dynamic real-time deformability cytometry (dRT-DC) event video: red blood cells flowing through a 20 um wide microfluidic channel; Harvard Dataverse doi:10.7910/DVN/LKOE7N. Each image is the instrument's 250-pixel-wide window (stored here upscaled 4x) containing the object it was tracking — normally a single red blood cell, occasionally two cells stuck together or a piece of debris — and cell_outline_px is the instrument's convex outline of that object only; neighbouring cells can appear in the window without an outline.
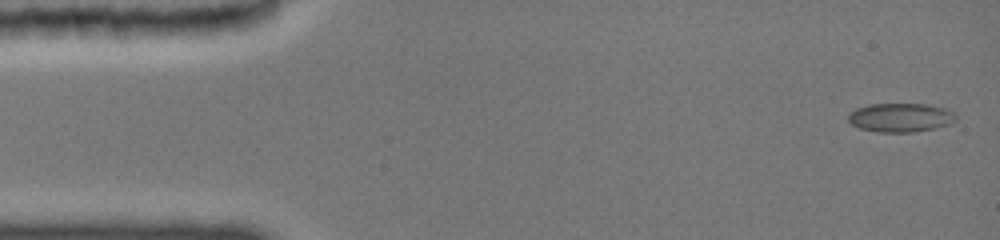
{"species": "common noctule bat (a hibernating species)", "species_latin": "Nyctalus noctula", "temperature_condition": "cold", "stored_images_in_passage": 40, "camera_frame_rate_fps": 3000, "um_per_image_px": 0.085, "animal": {"sex": "female", "body_mass_g": 19.0, "forearm_length_mm": 51.5}, "frame": {"image": 1, "passage_image": 1, "time_ms": 0.0, "image_size_px": [1000, 240], "cell_outline_px": [[956, 120], [948, 124], [932, 128], [908, 132], [880, 132], [860, 128], [852, 124], [848, 120], [848, 116], [856, 108], [868, 104], [928, 104], [944, 108], [956, 112]], "centroid_in_image_um": [76.55, 9.97], "position_along_channel_um": 8.5, "area_um2": 17.92}}
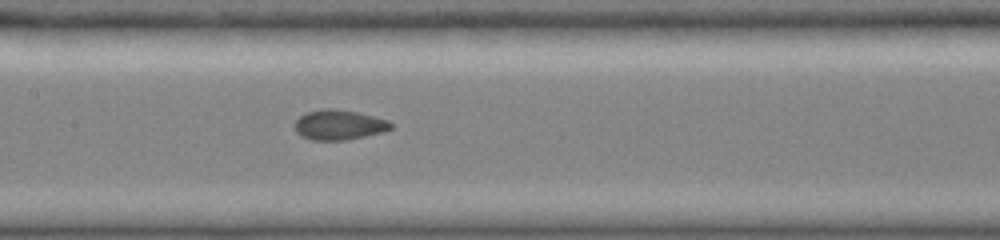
{"frame": {"image": 2, "passage_image": 17, "time_ms": 7.333, "image_size_px": [1000, 240], "cell_outline_px": [[392, 128], [380, 132], [364, 136], [344, 140], [312, 140], [304, 136], [296, 128], [296, 120], [304, 112], [324, 108], [336, 108], [356, 112], [388, 120], [392, 124]], "centroid_in_image_um": [28.82, 10.59], "position_along_channel_um": 178.6, "area_um2": 16.47}}
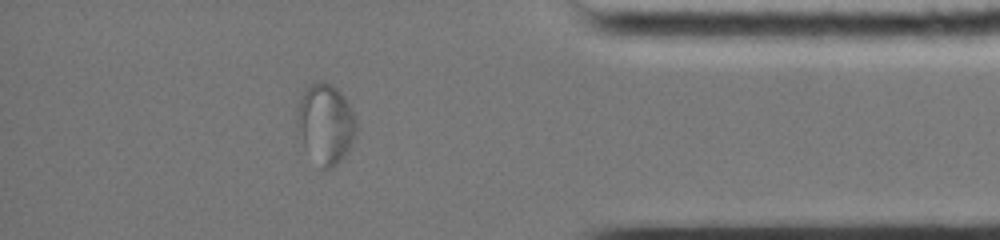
{"frame": {"image": 3, "passage_image": 34, "time_ms": 13.667, "image_size_px": [1000, 240], "cell_outline_px": [[356, 136], [344, 156], [332, 168], [324, 172], [320, 168], [296, 136], [296, 104], [308, 84], [316, 80], [320, 80], [332, 84], [344, 96], [356, 120]], "centroid_in_image_um": [27.61, 10.52], "position_along_channel_um": 407.6, "area_um2": 28.32}}